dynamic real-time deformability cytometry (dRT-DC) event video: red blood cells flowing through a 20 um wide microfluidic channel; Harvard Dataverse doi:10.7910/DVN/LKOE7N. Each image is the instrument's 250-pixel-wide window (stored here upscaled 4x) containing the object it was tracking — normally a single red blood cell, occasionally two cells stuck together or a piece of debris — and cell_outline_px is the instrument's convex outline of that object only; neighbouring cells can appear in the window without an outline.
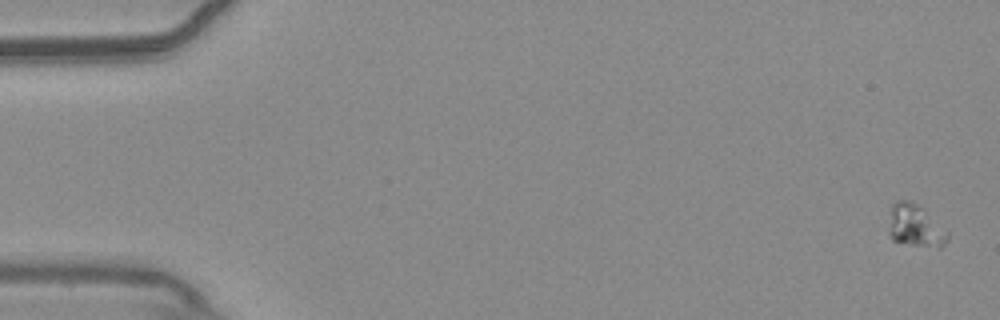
{"species": "common noctule bat (a hibernating species)", "species_latin": "Nyctalus noctula", "temperature_condition": "warm", "stored_images_in_passage": 14, "camera_frame_rate_fps": 3000, "um_per_image_px": 0.085, "animal": {"sex": "male", "body_mass_g": 20.4}, "frame": {"image": 1, "passage_image": 1, "time_ms": 0.0, "image_size_px": [1000, 320], "cell_outline_px": [[948, 240], [940, 248], [912, 244], [892, 240], [888, 232], [892, 204], [896, 200], [908, 200], [916, 204], [948, 232]], "centroid_in_image_um": [77.78, 19.2], "position_along_channel_um": 7.2, "area_um2": 14.1}}